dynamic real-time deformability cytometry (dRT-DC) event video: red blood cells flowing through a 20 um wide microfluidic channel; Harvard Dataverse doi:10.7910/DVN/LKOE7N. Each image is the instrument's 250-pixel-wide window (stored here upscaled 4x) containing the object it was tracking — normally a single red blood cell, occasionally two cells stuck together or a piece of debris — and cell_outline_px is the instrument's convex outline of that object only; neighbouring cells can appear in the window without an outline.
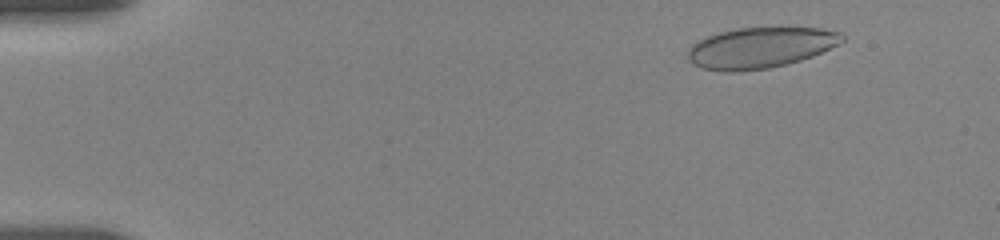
{"species": "human", "species_latin": "Homo sapiens", "temperature_condition": "room temperature", "stored_images_in_passage": 34, "camera_frame_rate_fps": 3000, "um_per_image_px": 0.085, "donor": {"sex": "female"}, "frame": {"image": 1, "passage_image": 4, "time_ms": 1.667, "image_size_px": [1000, 240], "cell_outline_px": [[844, 40], [840, 44], [812, 56], [800, 60], [768, 68], [732, 72], [724, 72], [704, 68], [688, 60], [688, 48], [696, 40], [720, 32], [736, 28], [820, 28], [840, 32], [844, 36]], "centroid_in_image_um": [64.62, 4.05], "position_along_channel_um": 20.4, "area_um2": 36.47}}
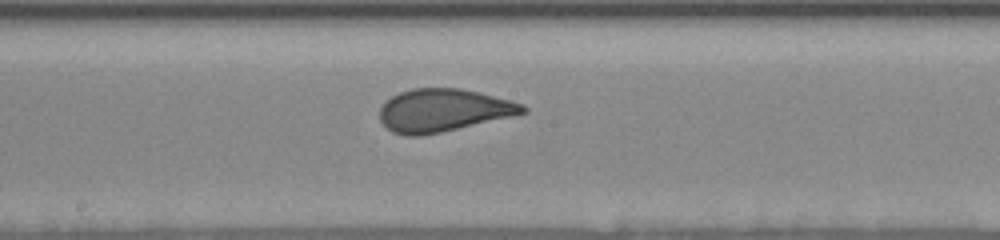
{"frame": {"image": 2, "passage_image": 20, "time_ms": 9.667, "image_size_px": [1000, 240], "cell_outline_px": [[528, 112], [516, 116], [440, 132], [420, 136], [404, 136], [392, 132], [380, 120], [380, 108], [384, 100], [400, 92], [412, 88], [460, 88], [480, 92], [512, 100], [524, 104], [528, 108]], "centroid_in_image_um": [37.72, 9.37], "position_along_channel_um": 210.5, "area_um2": 36.07}}
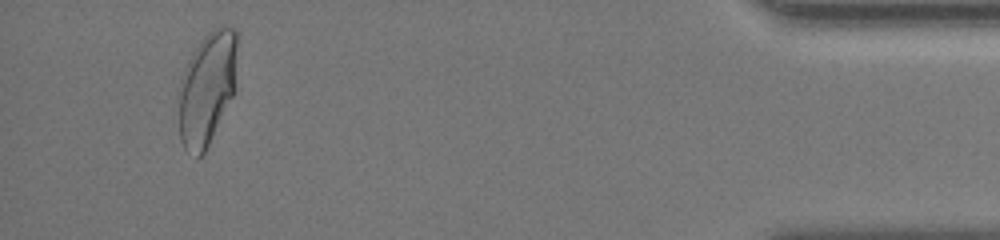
{"frame": {"image": 3, "passage_image": 33, "time_ms": 17.0, "image_size_px": [1000, 240], "cell_outline_px": [[240, 36], [236, 92], [204, 152], [196, 160], [184, 148], [180, 140], [180, 92], [184, 68], [192, 52], [200, 40], [212, 28], [220, 24], [224, 24], [236, 28]], "centroid_in_image_um": [17.69, 7.4], "position_along_channel_um": 417.5, "area_um2": 39.82}, "authors_computed_cell_mechanics": {"area_um2": 37.0787, "velocity_mm_per_s": 3.6412, "shape_relaxation_time_tau1_ms": 9.1976, "shape_relaxation_time_tau2_ms": null, "deformation_change_tau1": 0.2045, "deformation_change_tau2": null}}